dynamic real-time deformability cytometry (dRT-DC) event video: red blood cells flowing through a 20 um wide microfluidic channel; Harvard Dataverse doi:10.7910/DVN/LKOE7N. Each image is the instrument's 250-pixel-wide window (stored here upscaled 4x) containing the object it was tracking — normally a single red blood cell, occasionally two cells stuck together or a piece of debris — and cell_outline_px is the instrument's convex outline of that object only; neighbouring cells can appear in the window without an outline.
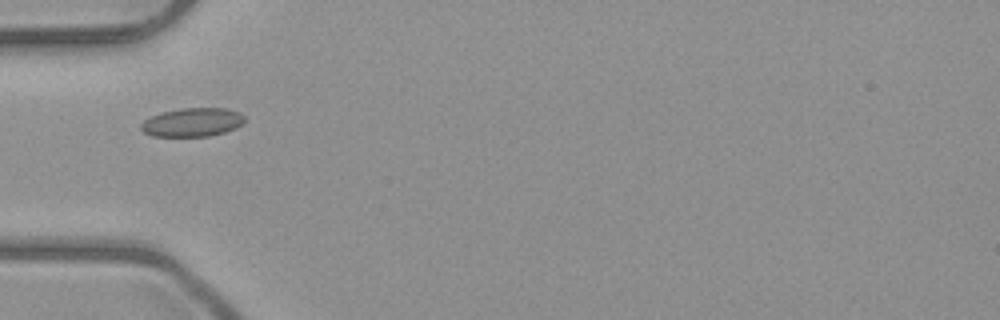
{"species": "common noctule bat (a hibernating species)", "species_latin": "Nyctalus noctula", "temperature_condition": "room temperature", "stored_images_in_passage": 2, "camera_frame_rate_fps": 3000, "um_per_image_px": 0.085, "animal": {"sex": "male", "body_mass_g": 23.1, "forearm_length_mm": 52.7}, "frame": {"image": 1, "passage_image": 1, "time_ms": 0.0, "image_size_px": [1000, 320], "cell_outline_px": [[244, 120], [236, 128], [224, 132], [208, 136], [152, 136], [144, 132], [140, 128], [140, 124], [144, 120], [160, 112], [180, 108], [228, 108], [240, 112], [244, 116]], "centroid_in_image_um": [16.34, 10.38], "position_along_channel_um": 68.7, "area_um2": 17.34}}
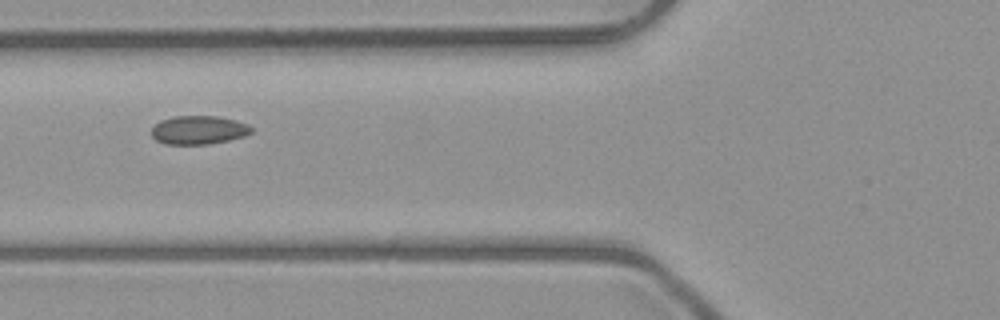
{"frame": {"image": 2, "passage_image": 2, "time_ms": 1.0, "image_size_px": [1000, 320], "cell_outline_px": [[252, 132], [244, 136], [228, 140], [208, 144], [164, 144], [156, 140], [152, 136], [152, 128], [160, 120], [172, 116], [220, 116], [236, 120], [248, 124], [252, 128]], "centroid_in_image_um": [16.88, 11.04], "position_along_channel_um": 108.9, "area_um2": 16.7}}